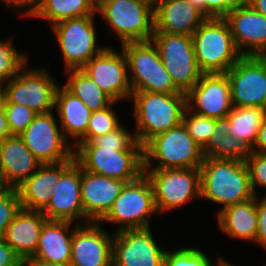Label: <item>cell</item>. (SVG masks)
<instances>
[{
    "instance_id": "cell-12",
    "label": "cell",
    "mask_w": 266,
    "mask_h": 266,
    "mask_svg": "<svg viewBox=\"0 0 266 266\" xmlns=\"http://www.w3.org/2000/svg\"><path fill=\"white\" fill-rule=\"evenodd\" d=\"M57 124L53 112L37 114L19 135L41 164H56L75 158L72 142L68 144L70 141L65 138Z\"/></svg>"
},
{
    "instance_id": "cell-21",
    "label": "cell",
    "mask_w": 266,
    "mask_h": 266,
    "mask_svg": "<svg viewBox=\"0 0 266 266\" xmlns=\"http://www.w3.org/2000/svg\"><path fill=\"white\" fill-rule=\"evenodd\" d=\"M128 183V180L96 175L81 167L80 191L85 224L99 222Z\"/></svg>"
},
{
    "instance_id": "cell-26",
    "label": "cell",
    "mask_w": 266,
    "mask_h": 266,
    "mask_svg": "<svg viewBox=\"0 0 266 266\" xmlns=\"http://www.w3.org/2000/svg\"><path fill=\"white\" fill-rule=\"evenodd\" d=\"M60 179V163L41 164L39 168L16 188L21 207L42 211L53 196V185Z\"/></svg>"
},
{
    "instance_id": "cell-27",
    "label": "cell",
    "mask_w": 266,
    "mask_h": 266,
    "mask_svg": "<svg viewBox=\"0 0 266 266\" xmlns=\"http://www.w3.org/2000/svg\"><path fill=\"white\" fill-rule=\"evenodd\" d=\"M219 228L232 239L255 242L257 234V196L230 205L217 213Z\"/></svg>"
},
{
    "instance_id": "cell-18",
    "label": "cell",
    "mask_w": 266,
    "mask_h": 266,
    "mask_svg": "<svg viewBox=\"0 0 266 266\" xmlns=\"http://www.w3.org/2000/svg\"><path fill=\"white\" fill-rule=\"evenodd\" d=\"M186 106L198 115L225 118L233 108L227 74H202L196 85L186 93Z\"/></svg>"
},
{
    "instance_id": "cell-41",
    "label": "cell",
    "mask_w": 266,
    "mask_h": 266,
    "mask_svg": "<svg viewBox=\"0 0 266 266\" xmlns=\"http://www.w3.org/2000/svg\"><path fill=\"white\" fill-rule=\"evenodd\" d=\"M245 162L249 170L253 193L257 196L256 188L266 189V154L254 152Z\"/></svg>"
},
{
    "instance_id": "cell-9",
    "label": "cell",
    "mask_w": 266,
    "mask_h": 266,
    "mask_svg": "<svg viewBox=\"0 0 266 266\" xmlns=\"http://www.w3.org/2000/svg\"><path fill=\"white\" fill-rule=\"evenodd\" d=\"M151 40L172 82L180 92L186 94L203 74L196 61L192 36L154 32Z\"/></svg>"
},
{
    "instance_id": "cell-36",
    "label": "cell",
    "mask_w": 266,
    "mask_h": 266,
    "mask_svg": "<svg viewBox=\"0 0 266 266\" xmlns=\"http://www.w3.org/2000/svg\"><path fill=\"white\" fill-rule=\"evenodd\" d=\"M165 266H217L205 252L193 247H184L175 251H166Z\"/></svg>"
},
{
    "instance_id": "cell-44",
    "label": "cell",
    "mask_w": 266,
    "mask_h": 266,
    "mask_svg": "<svg viewBox=\"0 0 266 266\" xmlns=\"http://www.w3.org/2000/svg\"><path fill=\"white\" fill-rule=\"evenodd\" d=\"M0 266H25L22 258L2 237H0Z\"/></svg>"
},
{
    "instance_id": "cell-34",
    "label": "cell",
    "mask_w": 266,
    "mask_h": 266,
    "mask_svg": "<svg viewBox=\"0 0 266 266\" xmlns=\"http://www.w3.org/2000/svg\"><path fill=\"white\" fill-rule=\"evenodd\" d=\"M182 123L187 128L189 135L203 148L210 138L216 119L198 115L186 107L183 112Z\"/></svg>"
},
{
    "instance_id": "cell-24",
    "label": "cell",
    "mask_w": 266,
    "mask_h": 266,
    "mask_svg": "<svg viewBox=\"0 0 266 266\" xmlns=\"http://www.w3.org/2000/svg\"><path fill=\"white\" fill-rule=\"evenodd\" d=\"M206 19L187 0H163L154 8V32L192 36Z\"/></svg>"
},
{
    "instance_id": "cell-39",
    "label": "cell",
    "mask_w": 266,
    "mask_h": 266,
    "mask_svg": "<svg viewBox=\"0 0 266 266\" xmlns=\"http://www.w3.org/2000/svg\"><path fill=\"white\" fill-rule=\"evenodd\" d=\"M254 153L253 146L246 140H236L227 134L219 146L218 160L246 161Z\"/></svg>"
},
{
    "instance_id": "cell-31",
    "label": "cell",
    "mask_w": 266,
    "mask_h": 266,
    "mask_svg": "<svg viewBox=\"0 0 266 266\" xmlns=\"http://www.w3.org/2000/svg\"><path fill=\"white\" fill-rule=\"evenodd\" d=\"M66 73H69V77L64 87L91 111L102 110L113 102L82 69H70Z\"/></svg>"
},
{
    "instance_id": "cell-13",
    "label": "cell",
    "mask_w": 266,
    "mask_h": 266,
    "mask_svg": "<svg viewBox=\"0 0 266 266\" xmlns=\"http://www.w3.org/2000/svg\"><path fill=\"white\" fill-rule=\"evenodd\" d=\"M7 81L6 103L26 106L36 114L51 113L55 108V95L58 84L45 67L26 70Z\"/></svg>"
},
{
    "instance_id": "cell-46",
    "label": "cell",
    "mask_w": 266,
    "mask_h": 266,
    "mask_svg": "<svg viewBox=\"0 0 266 266\" xmlns=\"http://www.w3.org/2000/svg\"><path fill=\"white\" fill-rule=\"evenodd\" d=\"M11 136L4 108H0V141Z\"/></svg>"
},
{
    "instance_id": "cell-33",
    "label": "cell",
    "mask_w": 266,
    "mask_h": 266,
    "mask_svg": "<svg viewBox=\"0 0 266 266\" xmlns=\"http://www.w3.org/2000/svg\"><path fill=\"white\" fill-rule=\"evenodd\" d=\"M27 56L14 47L11 39L0 41V80L9 81L16 76L28 62Z\"/></svg>"
},
{
    "instance_id": "cell-16",
    "label": "cell",
    "mask_w": 266,
    "mask_h": 266,
    "mask_svg": "<svg viewBox=\"0 0 266 266\" xmlns=\"http://www.w3.org/2000/svg\"><path fill=\"white\" fill-rule=\"evenodd\" d=\"M82 70L113 101L131 99L132 90L129 80L126 56L107 46L100 54L94 56Z\"/></svg>"
},
{
    "instance_id": "cell-47",
    "label": "cell",
    "mask_w": 266,
    "mask_h": 266,
    "mask_svg": "<svg viewBox=\"0 0 266 266\" xmlns=\"http://www.w3.org/2000/svg\"><path fill=\"white\" fill-rule=\"evenodd\" d=\"M7 7L13 8V9H23L25 10L26 7H28L33 0H1Z\"/></svg>"
},
{
    "instance_id": "cell-52",
    "label": "cell",
    "mask_w": 266,
    "mask_h": 266,
    "mask_svg": "<svg viewBox=\"0 0 266 266\" xmlns=\"http://www.w3.org/2000/svg\"><path fill=\"white\" fill-rule=\"evenodd\" d=\"M217 266H235V265L231 264L230 262L220 257L217 262Z\"/></svg>"
},
{
    "instance_id": "cell-49",
    "label": "cell",
    "mask_w": 266,
    "mask_h": 266,
    "mask_svg": "<svg viewBox=\"0 0 266 266\" xmlns=\"http://www.w3.org/2000/svg\"><path fill=\"white\" fill-rule=\"evenodd\" d=\"M7 81L0 80V108H3L6 103Z\"/></svg>"
},
{
    "instance_id": "cell-17",
    "label": "cell",
    "mask_w": 266,
    "mask_h": 266,
    "mask_svg": "<svg viewBox=\"0 0 266 266\" xmlns=\"http://www.w3.org/2000/svg\"><path fill=\"white\" fill-rule=\"evenodd\" d=\"M150 228L114 232L113 266H165L166 250L160 249Z\"/></svg>"
},
{
    "instance_id": "cell-50",
    "label": "cell",
    "mask_w": 266,
    "mask_h": 266,
    "mask_svg": "<svg viewBox=\"0 0 266 266\" xmlns=\"http://www.w3.org/2000/svg\"><path fill=\"white\" fill-rule=\"evenodd\" d=\"M25 266H71L70 264L60 265V264H52L48 262L42 261H26Z\"/></svg>"
},
{
    "instance_id": "cell-29",
    "label": "cell",
    "mask_w": 266,
    "mask_h": 266,
    "mask_svg": "<svg viewBox=\"0 0 266 266\" xmlns=\"http://www.w3.org/2000/svg\"><path fill=\"white\" fill-rule=\"evenodd\" d=\"M97 0H33L27 7L26 16L56 23L88 15H96Z\"/></svg>"
},
{
    "instance_id": "cell-30",
    "label": "cell",
    "mask_w": 266,
    "mask_h": 266,
    "mask_svg": "<svg viewBox=\"0 0 266 266\" xmlns=\"http://www.w3.org/2000/svg\"><path fill=\"white\" fill-rule=\"evenodd\" d=\"M226 117L228 134L254 146L259 128L266 118L265 112L260 107H233Z\"/></svg>"
},
{
    "instance_id": "cell-1",
    "label": "cell",
    "mask_w": 266,
    "mask_h": 266,
    "mask_svg": "<svg viewBox=\"0 0 266 266\" xmlns=\"http://www.w3.org/2000/svg\"><path fill=\"white\" fill-rule=\"evenodd\" d=\"M199 169L201 198L222 205L218 212L255 196L245 161L204 158Z\"/></svg>"
},
{
    "instance_id": "cell-2",
    "label": "cell",
    "mask_w": 266,
    "mask_h": 266,
    "mask_svg": "<svg viewBox=\"0 0 266 266\" xmlns=\"http://www.w3.org/2000/svg\"><path fill=\"white\" fill-rule=\"evenodd\" d=\"M137 141L144 146L150 139L182 123L186 94L133 92Z\"/></svg>"
},
{
    "instance_id": "cell-5",
    "label": "cell",
    "mask_w": 266,
    "mask_h": 266,
    "mask_svg": "<svg viewBox=\"0 0 266 266\" xmlns=\"http://www.w3.org/2000/svg\"><path fill=\"white\" fill-rule=\"evenodd\" d=\"M73 147L75 160L90 173L129 182L144 173L143 150H116L92 141L77 142Z\"/></svg>"
},
{
    "instance_id": "cell-3",
    "label": "cell",
    "mask_w": 266,
    "mask_h": 266,
    "mask_svg": "<svg viewBox=\"0 0 266 266\" xmlns=\"http://www.w3.org/2000/svg\"><path fill=\"white\" fill-rule=\"evenodd\" d=\"M192 41L203 74L226 73L242 57L225 18H207L192 34Z\"/></svg>"
},
{
    "instance_id": "cell-28",
    "label": "cell",
    "mask_w": 266,
    "mask_h": 266,
    "mask_svg": "<svg viewBox=\"0 0 266 266\" xmlns=\"http://www.w3.org/2000/svg\"><path fill=\"white\" fill-rule=\"evenodd\" d=\"M55 109L65 138L75 139L73 144L75 145L86 134L92 111L64 86L57 88Z\"/></svg>"
},
{
    "instance_id": "cell-4",
    "label": "cell",
    "mask_w": 266,
    "mask_h": 266,
    "mask_svg": "<svg viewBox=\"0 0 266 266\" xmlns=\"http://www.w3.org/2000/svg\"><path fill=\"white\" fill-rule=\"evenodd\" d=\"M204 160L202 148L181 123L150 139L143 146V169L200 168ZM158 164L153 165V162Z\"/></svg>"
},
{
    "instance_id": "cell-42",
    "label": "cell",
    "mask_w": 266,
    "mask_h": 266,
    "mask_svg": "<svg viewBox=\"0 0 266 266\" xmlns=\"http://www.w3.org/2000/svg\"><path fill=\"white\" fill-rule=\"evenodd\" d=\"M227 134V117L216 119V124L211 132L210 138L202 148L204 158L217 159L219 157V146H221V141Z\"/></svg>"
},
{
    "instance_id": "cell-51",
    "label": "cell",
    "mask_w": 266,
    "mask_h": 266,
    "mask_svg": "<svg viewBox=\"0 0 266 266\" xmlns=\"http://www.w3.org/2000/svg\"><path fill=\"white\" fill-rule=\"evenodd\" d=\"M140 1L147 3L150 7L154 9L163 0H140Z\"/></svg>"
},
{
    "instance_id": "cell-14",
    "label": "cell",
    "mask_w": 266,
    "mask_h": 266,
    "mask_svg": "<svg viewBox=\"0 0 266 266\" xmlns=\"http://www.w3.org/2000/svg\"><path fill=\"white\" fill-rule=\"evenodd\" d=\"M226 74L233 107H262L266 98V56H242Z\"/></svg>"
},
{
    "instance_id": "cell-15",
    "label": "cell",
    "mask_w": 266,
    "mask_h": 266,
    "mask_svg": "<svg viewBox=\"0 0 266 266\" xmlns=\"http://www.w3.org/2000/svg\"><path fill=\"white\" fill-rule=\"evenodd\" d=\"M53 196L41 211L48 220L81 221L85 214L81 201V165L75 160L60 163V179L53 185ZM84 218V219H83Z\"/></svg>"
},
{
    "instance_id": "cell-6",
    "label": "cell",
    "mask_w": 266,
    "mask_h": 266,
    "mask_svg": "<svg viewBox=\"0 0 266 266\" xmlns=\"http://www.w3.org/2000/svg\"><path fill=\"white\" fill-rule=\"evenodd\" d=\"M121 45L131 73L129 80L132 93H182L172 82L152 40L127 42Z\"/></svg>"
},
{
    "instance_id": "cell-43",
    "label": "cell",
    "mask_w": 266,
    "mask_h": 266,
    "mask_svg": "<svg viewBox=\"0 0 266 266\" xmlns=\"http://www.w3.org/2000/svg\"><path fill=\"white\" fill-rule=\"evenodd\" d=\"M255 243L266 250V197L257 196V234Z\"/></svg>"
},
{
    "instance_id": "cell-19",
    "label": "cell",
    "mask_w": 266,
    "mask_h": 266,
    "mask_svg": "<svg viewBox=\"0 0 266 266\" xmlns=\"http://www.w3.org/2000/svg\"><path fill=\"white\" fill-rule=\"evenodd\" d=\"M113 239L114 233L99 222L79 224L73 232L70 265L112 266Z\"/></svg>"
},
{
    "instance_id": "cell-37",
    "label": "cell",
    "mask_w": 266,
    "mask_h": 266,
    "mask_svg": "<svg viewBox=\"0 0 266 266\" xmlns=\"http://www.w3.org/2000/svg\"><path fill=\"white\" fill-rule=\"evenodd\" d=\"M3 108L11 136H19L37 116L30 108L19 104L5 103Z\"/></svg>"
},
{
    "instance_id": "cell-38",
    "label": "cell",
    "mask_w": 266,
    "mask_h": 266,
    "mask_svg": "<svg viewBox=\"0 0 266 266\" xmlns=\"http://www.w3.org/2000/svg\"><path fill=\"white\" fill-rule=\"evenodd\" d=\"M18 192L15 188L0 187V237L21 209Z\"/></svg>"
},
{
    "instance_id": "cell-48",
    "label": "cell",
    "mask_w": 266,
    "mask_h": 266,
    "mask_svg": "<svg viewBox=\"0 0 266 266\" xmlns=\"http://www.w3.org/2000/svg\"><path fill=\"white\" fill-rule=\"evenodd\" d=\"M248 4L258 13L266 17V0H249Z\"/></svg>"
},
{
    "instance_id": "cell-11",
    "label": "cell",
    "mask_w": 266,
    "mask_h": 266,
    "mask_svg": "<svg viewBox=\"0 0 266 266\" xmlns=\"http://www.w3.org/2000/svg\"><path fill=\"white\" fill-rule=\"evenodd\" d=\"M150 180L159 213L176 210L192 199H200V169H144Z\"/></svg>"
},
{
    "instance_id": "cell-45",
    "label": "cell",
    "mask_w": 266,
    "mask_h": 266,
    "mask_svg": "<svg viewBox=\"0 0 266 266\" xmlns=\"http://www.w3.org/2000/svg\"><path fill=\"white\" fill-rule=\"evenodd\" d=\"M253 149L254 152L266 154V118L259 128L258 137Z\"/></svg>"
},
{
    "instance_id": "cell-53",
    "label": "cell",
    "mask_w": 266,
    "mask_h": 266,
    "mask_svg": "<svg viewBox=\"0 0 266 266\" xmlns=\"http://www.w3.org/2000/svg\"><path fill=\"white\" fill-rule=\"evenodd\" d=\"M261 109L265 112V115H266V98H265V101H264Z\"/></svg>"
},
{
    "instance_id": "cell-40",
    "label": "cell",
    "mask_w": 266,
    "mask_h": 266,
    "mask_svg": "<svg viewBox=\"0 0 266 266\" xmlns=\"http://www.w3.org/2000/svg\"><path fill=\"white\" fill-rule=\"evenodd\" d=\"M207 18H224L235 6L249 0H187Z\"/></svg>"
},
{
    "instance_id": "cell-35",
    "label": "cell",
    "mask_w": 266,
    "mask_h": 266,
    "mask_svg": "<svg viewBox=\"0 0 266 266\" xmlns=\"http://www.w3.org/2000/svg\"><path fill=\"white\" fill-rule=\"evenodd\" d=\"M92 142L96 146L116 147V150H143V146L137 141L136 135L120 125L108 134L95 137Z\"/></svg>"
},
{
    "instance_id": "cell-22",
    "label": "cell",
    "mask_w": 266,
    "mask_h": 266,
    "mask_svg": "<svg viewBox=\"0 0 266 266\" xmlns=\"http://www.w3.org/2000/svg\"><path fill=\"white\" fill-rule=\"evenodd\" d=\"M40 165L19 136L0 141V187L16 189Z\"/></svg>"
},
{
    "instance_id": "cell-20",
    "label": "cell",
    "mask_w": 266,
    "mask_h": 266,
    "mask_svg": "<svg viewBox=\"0 0 266 266\" xmlns=\"http://www.w3.org/2000/svg\"><path fill=\"white\" fill-rule=\"evenodd\" d=\"M224 18L242 56H266V17L263 14L247 3L235 6Z\"/></svg>"
},
{
    "instance_id": "cell-10",
    "label": "cell",
    "mask_w": 266,
    "mask_h": 266,
    "mask_svg": "<svg viewBox=\"0 0 266 266\" xmlns=\"http://www.w3.org/2000/svg\"><path fill=\"white\" fill-rule=\"evenodd\" d=\"M94 15L67 19L51 26L60 47L66 70L82 69L107 46L97 45Z\"/></svg>"
},
{
    "instance_id": "cell-7",
    "label": "cell",
    "mask_w": 266,
    "mask_h": 266,
    "mask_svg": "<svg viewBox=\"0 0 266 266\" xmlns=\"http://www.w3.org/2000/svg\"><path fill=\"white\" fill-rule=\"evenodd\" d=\"M96 12L121 44L149 41L154 34V9L140 0H97Z\"/></svg>"
},
{
    "instance_id": "cell-23",
    "label": "cell",
    "mask_w": 266,
    "mask_h": 266,
    "mask_svg": "<svg viewBox=\"0 0 266 266\" xmlns=\"http://www.w3.org/2000/svg\"><path fill=\"white\" fill-rule=\"evenodd\" d=\"M70 221L47 220L42 228L35 254L27 261H42L66 265L71 260L73 232L81 222L71 227Z\"/></svg>"
},
{
    "instance_id": "cell-32",
    "label": "cell",
    "mask_w": 266,
    "mask_h": 266,
    "mask_svg": "<svg viewBox=\"0 0 266 266\" xmlns=\"http://www.w3.org/2000/svg\"><path fill=\"white\" fill-rule=\"evenodd\" d=\"M116 103L113 101L108 107L102 110L92 111L86 134L78 142L92 141L95 137L108 134L121 125L119 123V117L112 107Z\"/></svg>"
},
{
    "instance_id": "cell-8",
    "label": "cell",
    "mask_w": 266,
    "mask_h": 266,
    "mask_svg": "<svg viewBox=\"0 0 266 266\" xmlns=\"http://www.w3.org/2000/svg\"><path fill=\"white\" fill-rule=\"evenodd\" d=\"M157 212L152 184L143 173L137 180L126 185L99 223L117 225L114 232L146 229L150 228L151 215Z\"/></svg>"
},
{
    "instance_id": "cell-25",
    "label": "cell",
    "mask_w": 266,
    "mask_h": 266,
    "mask_svg": "<svg viewBox=\"0 0 266 266\" xmlns=\"http://www.w3.org/2000/svg\"><path fill=\"white\" fill-rule=\"evenodd\" d=\"M47 220L41 211L21 208L2 238L26 262L35 254L43 225Z\"/></svg>"
}]
</instances>
